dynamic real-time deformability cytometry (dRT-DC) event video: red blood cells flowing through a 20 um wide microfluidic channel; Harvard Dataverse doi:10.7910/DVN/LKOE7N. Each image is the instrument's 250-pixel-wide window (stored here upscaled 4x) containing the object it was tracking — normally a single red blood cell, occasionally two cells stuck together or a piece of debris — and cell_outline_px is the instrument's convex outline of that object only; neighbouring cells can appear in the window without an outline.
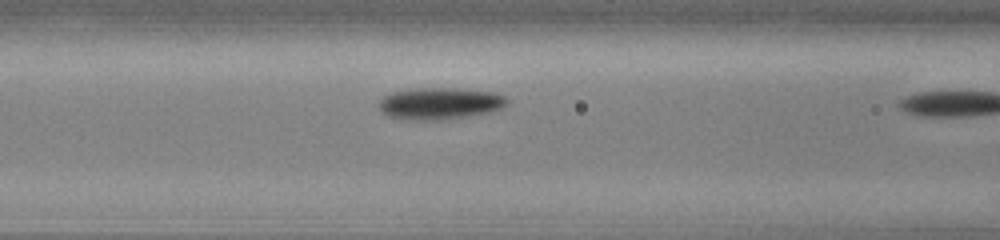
{"species": "common noctule bat (a hibernating species)", "species_latin": "Nyctalus noctula", "temperature_condition": "cold", "stored_images_in_passage": 11, "camera_frame_rate_fps": 3000, "um_per_image_px": 0.085, "animal": {"sex": "male", "body_mass_g": 13.0, "forearm_length_mm": 53.1}, "frame": {"image": 1, "passage_image": 10, "time_ms": 3.0, "image_size_px": [1000, 240], "cell_outline_px": [[508, 104], [492, 112], [468, 116], [440, 120], [408, 120], [388, 116], [380, 108], [380, 100], [384, 96], [392, 92], [416, 88], [456, 88], [496, 92], [504, 96], [508, 100]], "centroid_in_image_um": [37.42, 8.79], "position_along_channel_um": 129.2, "area_um2": 23.81}}